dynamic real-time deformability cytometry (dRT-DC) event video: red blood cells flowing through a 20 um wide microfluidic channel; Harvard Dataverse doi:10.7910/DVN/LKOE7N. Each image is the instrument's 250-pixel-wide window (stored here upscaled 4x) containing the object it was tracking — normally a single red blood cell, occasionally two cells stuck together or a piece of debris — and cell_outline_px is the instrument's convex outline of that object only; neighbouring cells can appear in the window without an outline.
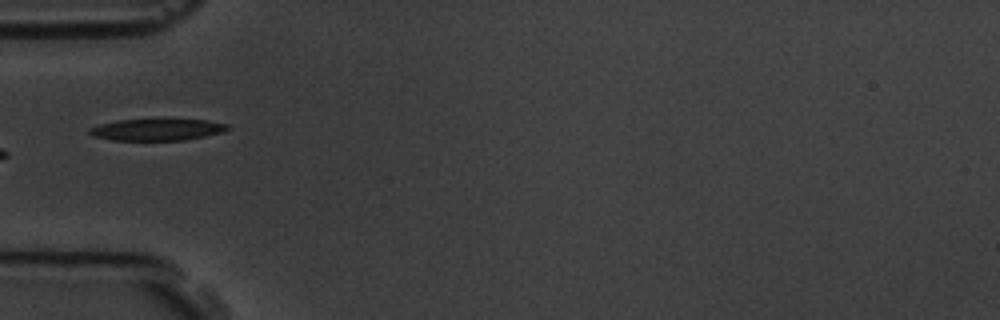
{"species": "common noctule bat (a hibernating species)", "species_latin": "Nyctalus noctula", "temperature_condition": "room temperature", "stored_images_in_passage": 5, "camera_frame_rate_fps": 3000, "um_per_image_px": 0.085, "animal": {"sex": "male", "body_mass_g": 19.5, "forearm_length_mm": 54.6}, "frame": {"image": 1, "passage_image": 5, "time_ms": 5.333, "image_size_px": [1000, 320], "cell_outline_px": [[232, 128], [224, 132], [184, 140], [112, 140], [92, 136], [88, 132], [88, 128], [100, 124], [116, 120], [164, 116], [208, 120], [228, 124]], "centroid_in_image_um": [13.39, 10.96], "position_along_channel_um": 71.6, "area_um2": 18.73}}